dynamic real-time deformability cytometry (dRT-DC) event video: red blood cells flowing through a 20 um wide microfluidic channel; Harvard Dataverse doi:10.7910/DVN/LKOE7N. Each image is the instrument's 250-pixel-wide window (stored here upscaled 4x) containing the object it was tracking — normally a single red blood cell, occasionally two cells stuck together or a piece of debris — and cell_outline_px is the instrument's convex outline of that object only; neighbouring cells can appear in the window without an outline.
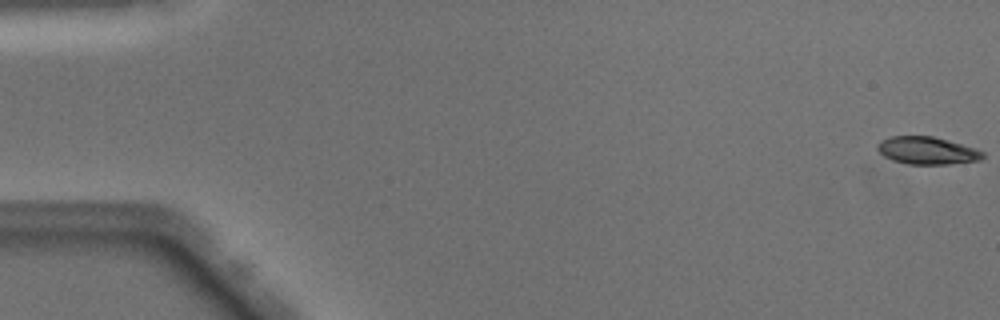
{"species": "Egyptian fruit bat (a non-hibernating species)", "species_latin": "Rousettus aegyptiacus", "temperature_condition": "warm", "stored_images_in_passage": 50, "camera_frame_rate_fps": 3000, "um_per_image_px": 0.085, "animal": {"sex": "male"}, "frame": {"image": 1, "passage_image": 1, "time_ms": 0.0, "image_size_px": [1000, 320], "cell_outline_px": [[984, 156], [980, 160], [948, 164], [908, 164], [892, 160], [884, 156], [876, 148], [876, 144], [880, 140], [892, 136], [932, 136], [948, 140], [976, 148], [984, 152]], "centroid_in_image_um": [78.79, 12.79], "position_along_channel_um": 6.2, "area_um2": 16.94}}
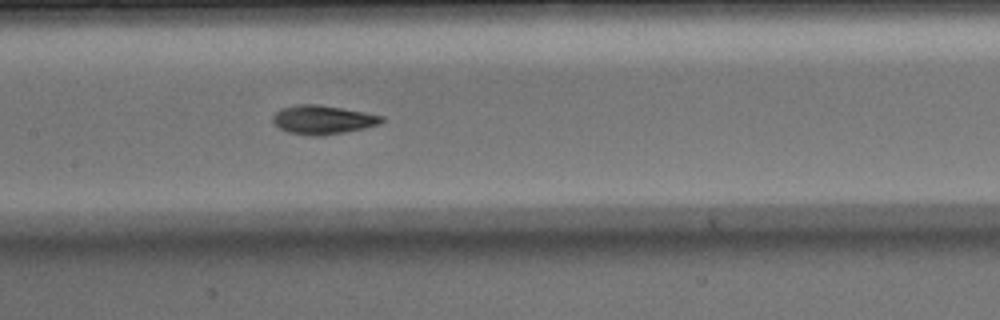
{"frame": {"image": 2, "passage_image": 25, "time_ms": 8.0, "image_size_px": [1000, 320], "cell_outline_px": [[384, 120], [376, 124], [364, 128], [344, 132], [320, 136], [312, 136], [288, 132], [280, 128], [272, 120], [272, 116], [280, 108], [296, 104], [316, 104], [364, 112], [384, 116]], "centroid_in_image_um": [27.39, 10.17], "position_along_channel_um": 180.0, "area_um2": 18.09}}
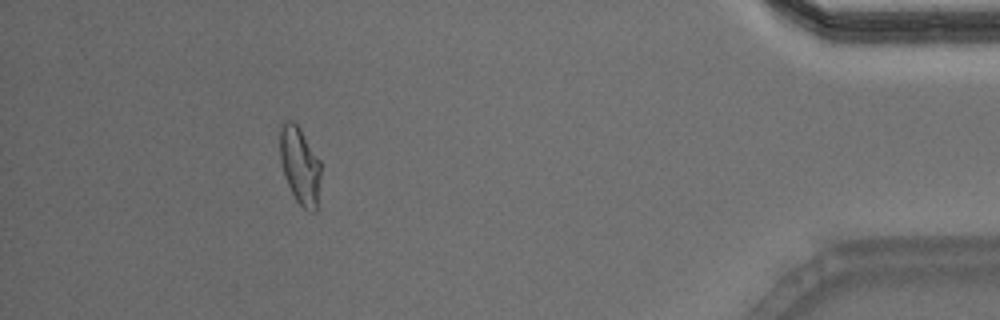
{"frame": {"image": 3, "passage_image": 46, "time_ms": 15.0, "image_size_px": [1000, 320], "cell_outline_px": [[320, 176], [316, 212], [308, 212], [296, 200], [284, 176], [280, 160], [280, 128], [284, 120], [292, 120], [300, 128], [320, 160]], "centroid_in_image_um": [25.48, 14.06], "position_along_channel_um": 409.7, "area_um2": 18.38}, "authors_computed_cell_mechanics": {"area_um2": 17.8313, "velocity_mm_per_s": 4.0545, "shape_relaxation_time_tau1_ms": 4.874, "shape_relaxation_time_tau2_ms": 1.2987, "deformation_change_tau1": 0.1733, "deformation_change_tau2": 0.0678}}